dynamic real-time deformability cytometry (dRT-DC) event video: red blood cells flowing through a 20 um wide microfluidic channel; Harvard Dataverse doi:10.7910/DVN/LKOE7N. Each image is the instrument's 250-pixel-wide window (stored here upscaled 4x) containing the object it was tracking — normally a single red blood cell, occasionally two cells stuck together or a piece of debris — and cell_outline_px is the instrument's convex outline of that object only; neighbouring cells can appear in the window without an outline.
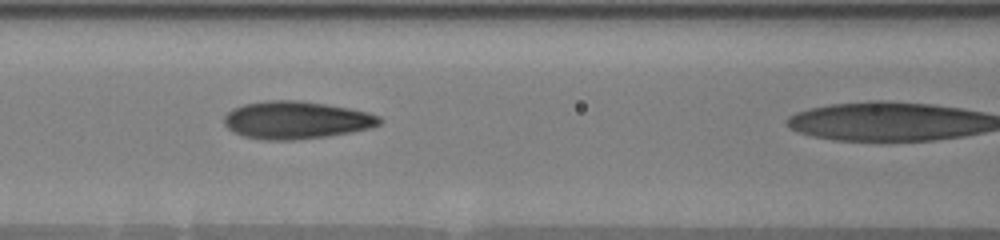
{"species": "human", "species_latin": "Homo sapiens", "temperature_condition": "warm", "stored_images_in_passage": 6, "segment_of_instrument_passage": [1, 2], "camera_frame_rate_fps": 3000, "um_per_image_px": 0.085, "donor": {"sex": "male"}, "frame": {"image": 1, "passage_image": 4, "time_ms": 2.333, "image_size_px": [1000, 240], "cell_outline_px": [[384, 120], [380, 124], [372, 128], [352, 132], [328, 136], [292, 140], [264, 140], [244, 136], [228, 128], [224, 124], [224, 116], [232, 108], [244, 104], [268, 100], [300, 100], [348, 108], [368, 112], [380, 116]], "centroid_in_image_um": [25.2, 10.2], "position_along_channel_um": 141.4, "area_um2": 34.16}}
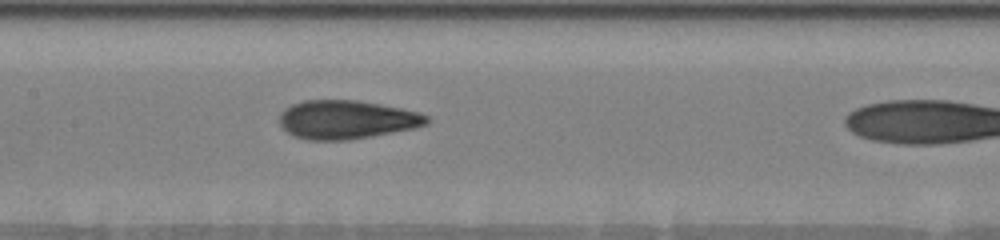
{"frame": {"image": 2, "passage_image": 5, "time_ms": 3.333, "image_size_px": [1000, 240], "cell_outline_px": [[432, 120], [428, 124], [416, 128], [348, 140], [308, 140], [292, 136], [280, 124], [280, 112], [284, 108], [292, 104], [304, 100], [356, 100], [380, 104], [420, 112], [428, 116]], "centroid_in_image_um": [29.48, 10.17], "position_along_channel_um": 177.9, "area_um2": 33.35}}